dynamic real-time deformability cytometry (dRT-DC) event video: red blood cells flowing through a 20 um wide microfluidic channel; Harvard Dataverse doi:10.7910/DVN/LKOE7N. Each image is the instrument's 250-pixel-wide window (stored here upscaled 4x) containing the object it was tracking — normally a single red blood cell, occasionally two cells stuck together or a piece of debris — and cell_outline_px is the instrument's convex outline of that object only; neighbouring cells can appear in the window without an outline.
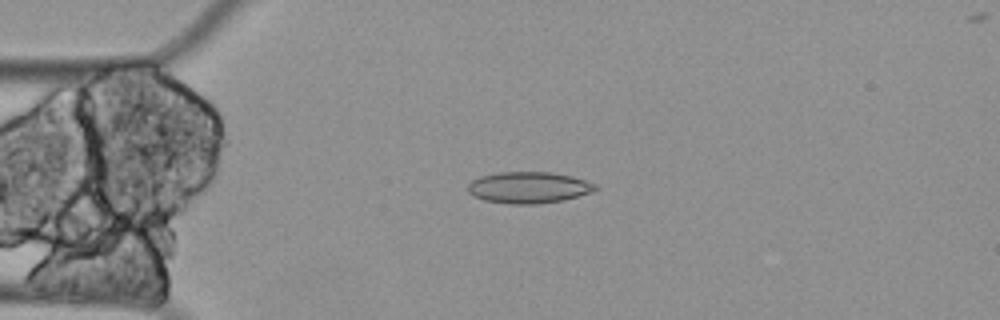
{"species": "Egyptian fruit bat (a non-hibernating species)", "species_latin": "Rousettus aegyptiacus", "temperature_condition": "cold", "stored_images_in_passage": 59, "camera_frame_rate_fps": 3000, "um_per_image_px": 0.085, "animal": {"sex": "female"}, "frame": {"image": 1, "passage_image": 14, "time_ms": 4.333, "image_size_px": [1000, 320], "cell_outline_px": [[600, 188], [592, 192], [564, 200], [536, 204], [508, 204], [484, 200], [472, 196], [468, 192], [468, 184], [472, 180], [480, 176], [500, 172], [552, 172], [572, 176], [596, 184]], "centroid_in_image_um": [44.94, 15.94], "position_along_channel_um": 40.1, "area_um2": 23.52}}
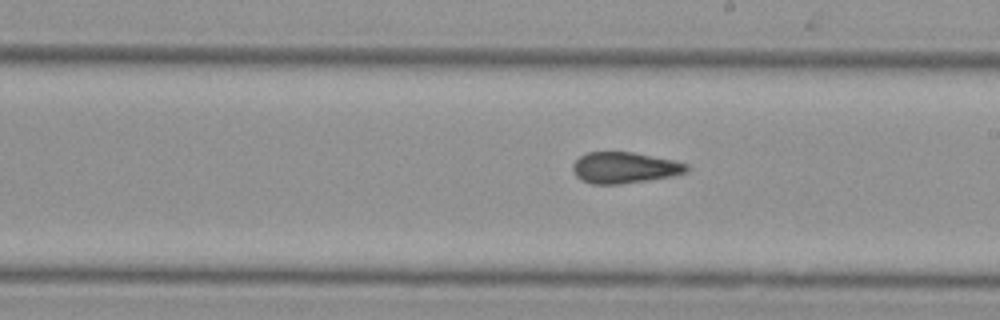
{"frame": {"image": 2, "passage_image": 33, "time_ms": 10.667, "image_size_px": [1000, 320], "cell_outline_px": [[688, 172], [672, 176], [648, 180], [620, 184], [592, 184], [576, 176], [572, 168], [572, 164], [580, 156], [588, 152], [632, 152], [672, 160], [688, 164]], "centroid_in_image_um": [53.08, 14.25], "position_along_channel_um": 235.9, "area_um2": 20.52}}
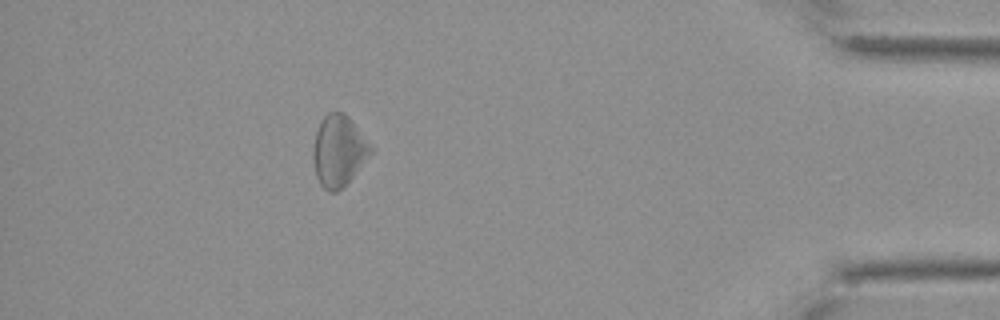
{"frame": {"image": 3, "passage_image": 53, "time_ms": 17.333, "image_size_px": [1000, 320], "cell_outline_px": [[372, 152], [356, 172], [336, 192], [328, 192], [320, 184], [316, 176], [312, 156], [312, 152], [316, 132], [320, 120], [328, 112], [344, 112], [348, 116], [372, 148]], "centroid_in_image_um": [28.74, 12.81], "position_along_channel_um": 406.5, "area_um2": 23.41}, "authors_computed_cell_mechanics": {"area_um2": 22.5998, "velocity_mm_per_s": 3.3017, "shape_relaxation_time_tau1_ms": null, "shape_relaxation_time_tau2_ms": 6.779, "deformation_change_tau1": null, "deformation_change_tau2": 0.1805}}